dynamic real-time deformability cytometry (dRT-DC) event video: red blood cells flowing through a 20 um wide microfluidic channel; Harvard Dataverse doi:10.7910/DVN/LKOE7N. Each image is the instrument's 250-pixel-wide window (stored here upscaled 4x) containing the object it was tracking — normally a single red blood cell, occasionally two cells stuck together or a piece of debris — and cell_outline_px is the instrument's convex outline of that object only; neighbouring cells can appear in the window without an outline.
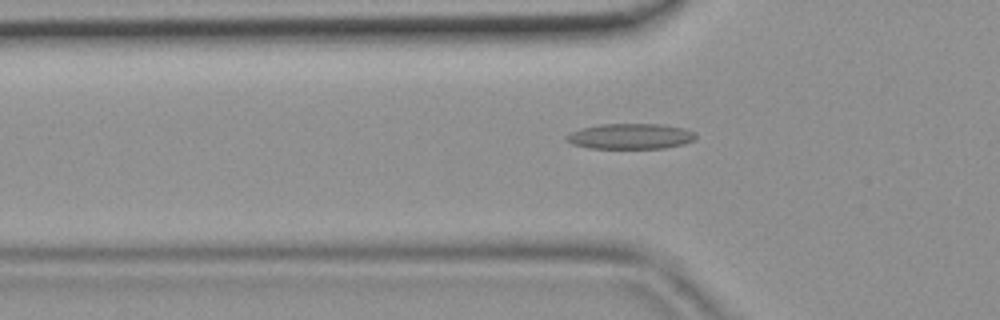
{"species": "common noctule bat (a hibernating species)", "species_latin": "Nyctalus noctula", "temperature_condition": "room temperature", "stored_images_in_passage": 36, "camera_frame_rate_fps": 3000, "um_per_image_px": 0.085, "animal": {"sex": "female", "body_mass_g": 19.9}, "frame": {"image": 1, "passage_image": 5, "time_ms": 1.333, "image_size_px": [1000, 320], "cell_outline_px": [[696, 136], [692, 140], [684, 144], [664, 148], [588, 148], [572, 144], [564, 140], [564, 136], [580, 128], [600, 124], [660, 124], [684, 128], [692, 132]], "centroid_in_image_um": [53.52, 11.58], "position_along_channel_um": 72.3, "area_um2": 19.19}}
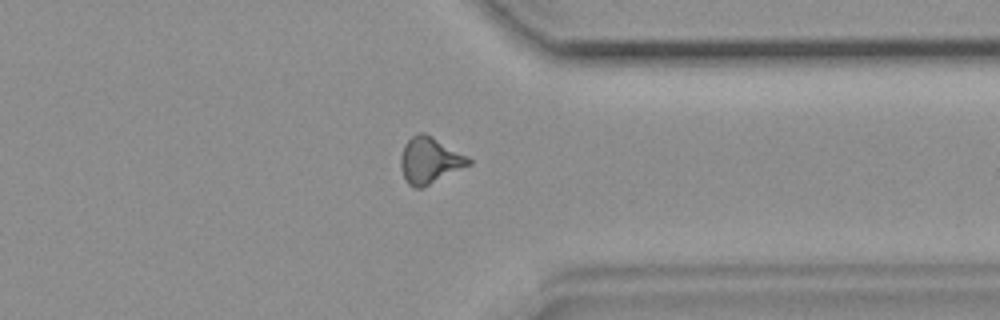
{"frame": {"image": 2, "passage_image": 26, "time_ms": 8.333, "image_size_px": [1000, 320], "cell_outline_px": [[472, 164], [420, 188], [416, 188], [408, 184], [400, 168], [400, 156], [404, 144], [416, 132], [424, 132], [432, 136], [468, 156], [472, 160]], "centroid_in_image_um": [36.51, 13.6], "position_along_channel_um": 374.9, "area_um2": 18.26}}
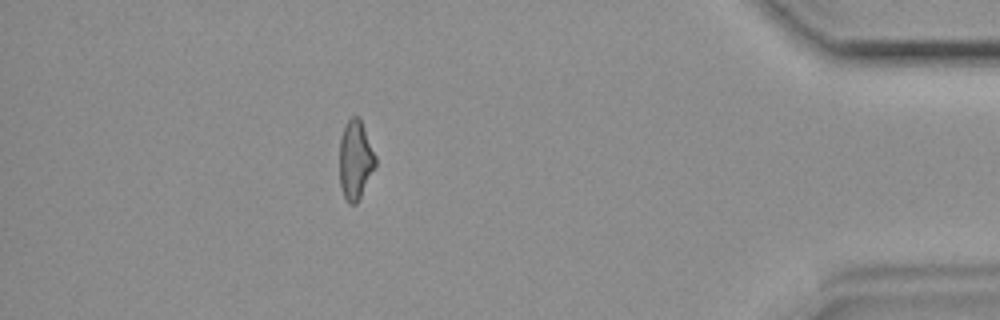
{"frame": {"image": 3, "passage_image": 31, "time_ms": 10.0, "image_size_px": [1000, 320], "cell_outline_px": [[376, 168], [356, 204], [348, 204], [340, 188], [340, 140], [344, 124], [352, 116], [360, 116], [376, 156]], "centroid_in_image_um": [30.22, 13.58], "position_along_channel_um": 405.0, "area_um2": 16.82}}